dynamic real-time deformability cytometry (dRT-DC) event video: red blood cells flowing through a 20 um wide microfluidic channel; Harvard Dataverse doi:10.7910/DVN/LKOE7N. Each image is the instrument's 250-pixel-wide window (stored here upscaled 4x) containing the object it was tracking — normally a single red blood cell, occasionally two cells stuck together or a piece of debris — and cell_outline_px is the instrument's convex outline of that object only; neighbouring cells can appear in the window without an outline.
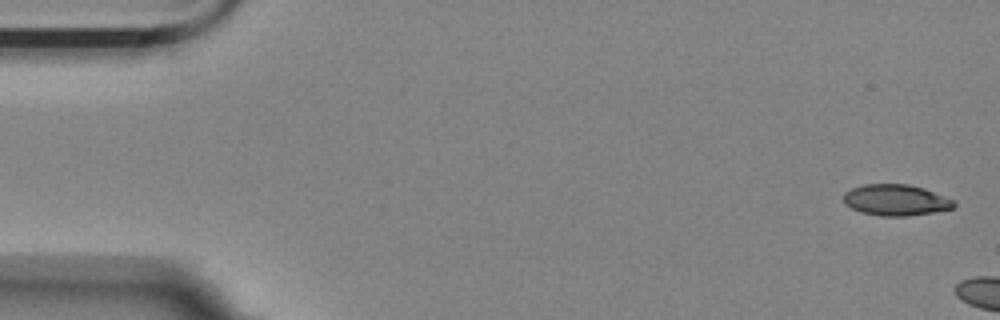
{"species": "Egyptian fruit bat (a non-hibernating species)", "species_latin": "Rousettus aegyptiacus", "temperature_condition": "room temperature", "stored_images_in_passage": 3, "camera_frame_rate_fps": 3000, "um_per_image_px": 0.085, "animal": {"sex": "female"}, "frame": {"image": 1, "passage_image": 1, "time_ms": 0.0, "image_size_px": [1000, 320], "cell_outline_px": [[956, 204], [952, 208], [932, 212], [908, 216], [880, 216], [860, 212], [844, 204], [844, 192], [852, 188], [864, 184], [908, 184], [924, 188], [956, 200]], "centroid_in_image_um": [76.14, 17.0], "position_along_channel_um": 8.9, "area_um2": 20.11}}